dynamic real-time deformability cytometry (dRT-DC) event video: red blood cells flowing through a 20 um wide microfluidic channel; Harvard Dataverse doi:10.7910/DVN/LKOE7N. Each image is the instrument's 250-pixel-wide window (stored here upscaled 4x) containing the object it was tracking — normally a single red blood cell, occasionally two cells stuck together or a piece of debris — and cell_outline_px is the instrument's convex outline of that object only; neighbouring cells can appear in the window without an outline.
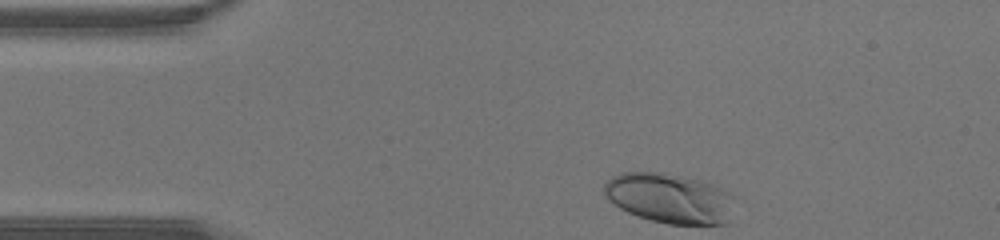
{"species": "human", "species_latin": "Homo sapiens", "temperature_condition": "warm", "stored_images_in_passage": 29, "camera_frame_rate_fps": 3000, "um_per_image_px": 0.085, "donor": {"sex": "male"}, "frame": {"image": 1, "passage_image": 1, "time_ms": 0.0, "image_size_px": [1000, 240], "cell_outline_px": [[736, 196], [728, 224], [668, 224], [652, 220], [628, 212], [620, 208], [608, 200], [604, 196], [604, 184], [612, 176], [624, 172], [660, 172], [700, 180], [712, 184]], "centroid_in_image_um": [56.94, 16.85], "position_along_channel_um": 28.1, "area_um2": 38.09}}
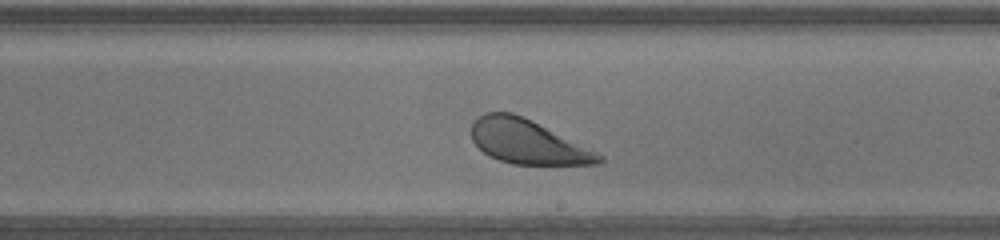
{"frame": {"image": 2, "passage_image": 19, "time_ms": 6.0, "image_size_px": [1000, 240], "cell_outline_px": [[604, 160], [600, 164], [512, 164], [488, 156], [472, 140], [472, 120], [476, 116], [484, 112], [512, 112], [604, 156]], "centroid_in_image_um": [44.77, 12.06], "position_along_channel_um": 244.2, "area_um2": 32.08}}
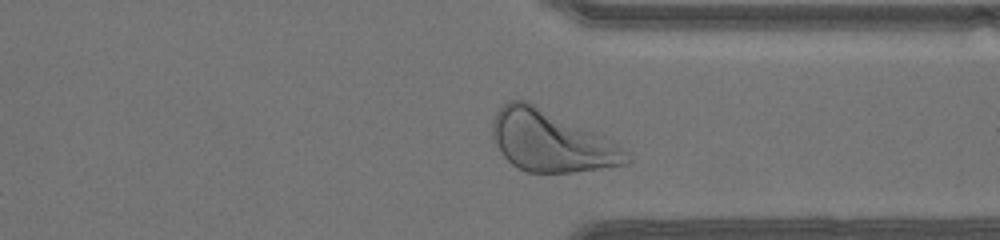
{"frame": {"image": 3, "passage_image": 27, "time_ms": 8.667, "image_size_px": [1000, 240], "cell_outline_px": [[628, 164], [572, 172], [528, 172], [512, 164], [504, 156], [492, 136], [492, 120], [496, 112], [508, 100], [528, 100], [604, 136], [616, 144], [624, 152], [628, 160]], "centroid_in_image_um": [46.78, 11.97], "position_along_channel_um": 364.6, "area_um2": 46.99}}